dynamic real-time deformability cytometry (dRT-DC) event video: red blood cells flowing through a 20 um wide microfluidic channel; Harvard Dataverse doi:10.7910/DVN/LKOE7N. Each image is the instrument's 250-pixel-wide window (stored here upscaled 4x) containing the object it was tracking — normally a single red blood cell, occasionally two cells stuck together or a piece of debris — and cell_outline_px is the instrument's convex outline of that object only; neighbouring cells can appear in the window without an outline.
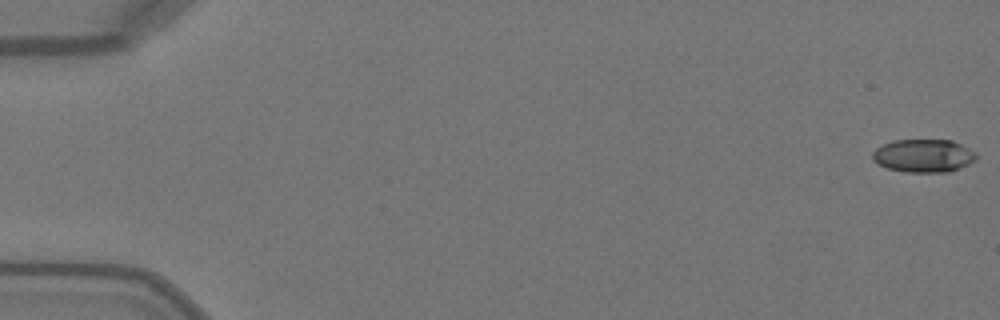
{"species": "Egyptian fruit bat (a non-hibernating species)", "species_latin": "Rousettus aegyptiacus", "temperature_condition": "warm", "stored_images_in_passage": 36, "camera_frame_rate_fps": 3000, "um_per_image_px": 0.085, "animal": {"sex": "female"}, "frame": {"image": 1, "passage_image": 1, "time_ms": 0.0, "image_size_px": [1000, 320], "cell_outline_px": [[976, 160], [960, 168], [948, 172], [904, 172], [888, 168], [872, 160], [872, 152], [876, 148], [892, 140], [952, 140], [976, 152]], "centroid_in_image_um": [78.5, 13.24], "position_along_channel_um": 6.5, "area_um2": 20.0}}
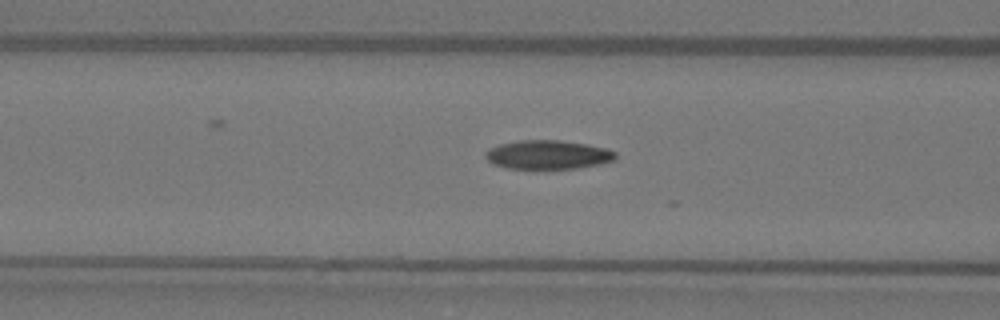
{"frame": {"image": 2, "passage_image": 21, "time_ms": 6.667, "image_size_px": [1000, 320], "cell_outline_px": [[616, 160], [576, 168], [508, 168], [492, 164], [484, 156], [484, 152], [488, 148], [500, 144], [520, 140], [560, 140], [588, 144], [608, 148], [616, 152]], "centroid_in_image_um": [46.56, 13.13], "position_along_channel_um": 120.0, "area_um2": 21.91}}
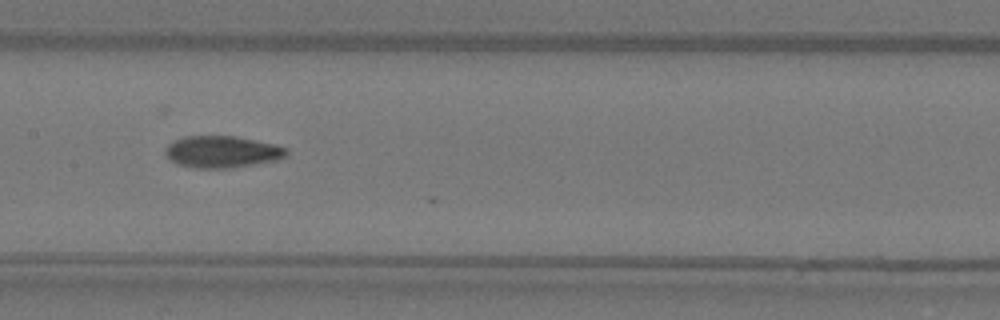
{"frame": {"image": 3, "passage_image": 26, "time_ms": 8.333, "image_size_px": [1000, 320], "cell_outline_px": [[288, 156], [276, 160], [232, 168], [192, 168], [176, 164], [164, 152], [164, 148], [172, 140], [184, 136], [232, 136], [272, 144], [288, 148]], "centroid_in_image_um": [18.84, 12.91], "position_along_channel_um": 188.6, "area_um2": 22.48}}